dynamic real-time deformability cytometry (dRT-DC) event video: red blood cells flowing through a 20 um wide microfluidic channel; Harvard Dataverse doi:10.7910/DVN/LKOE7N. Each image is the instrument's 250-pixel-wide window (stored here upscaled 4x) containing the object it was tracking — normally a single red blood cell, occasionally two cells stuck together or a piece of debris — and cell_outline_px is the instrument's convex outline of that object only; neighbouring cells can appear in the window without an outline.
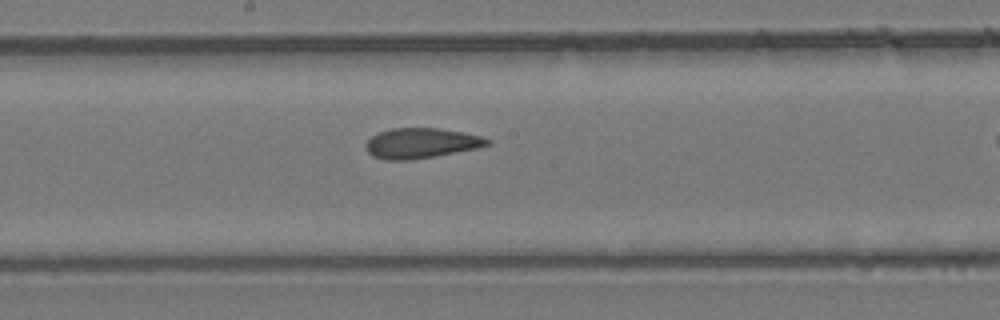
{"species": "common noctule bat (a hibernating species)", "species_latin": "Nyctalus noctula", "temperature_condition": "room temperature", "stored_images_in_passage": 21, "camera_frame_rate_fps": 3000, "um_per_image_px": 0.085, "animal": {"sex": "female", "body_mass_g": 24.6, "forearm_length_mm": 56.2}, "frame": {"image": 1, "passage_image": 18, "time_ms": 5.667, "image_size_px": [1000, 320], "cell_outline_px": [[492, 144], [476, 148], [412, 160], [384, 160], [372, 156], [364, 148], [364, 144], [372, 136], [380, 132], [392, 128], [440, 128], [464, 132], [480, 136], [492, 140]], "centroid_in_image_um": [35.78, 12.17], "position_along_channel_um": 212.4, "area_um2": 21.44}}